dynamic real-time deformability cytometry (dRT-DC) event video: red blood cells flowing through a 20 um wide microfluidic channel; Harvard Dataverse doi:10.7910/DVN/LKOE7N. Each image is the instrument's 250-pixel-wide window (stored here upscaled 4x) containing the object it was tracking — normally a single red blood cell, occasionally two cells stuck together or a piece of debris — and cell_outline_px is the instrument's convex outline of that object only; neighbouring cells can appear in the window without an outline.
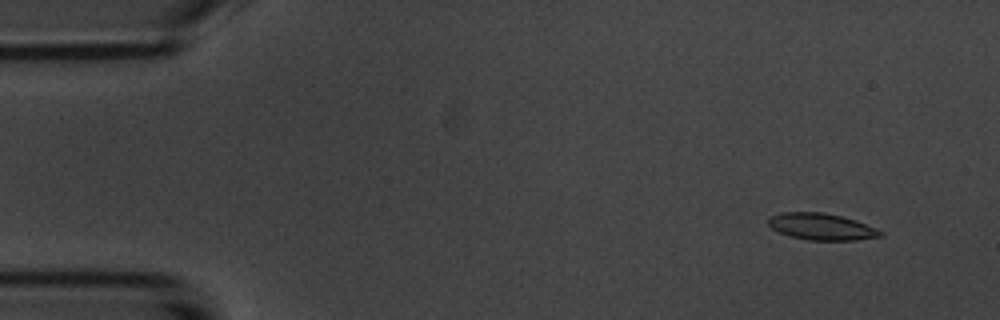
{"species": "common noctule bat (a hibernating species)", "species_latin": "Nyctalus noctula", "temperature_condition": "room temperature", "stored_images_in_passage": 8, "camera_frame_rate_fps": 3000, "um_per_image_px": 0.085, "animal": {"sex": "male", "body_mass_g": 20.1, "forearm_length_mm": 53.5}, "frame": {"image": 1, "passage_image": 2, "time_ms": 1.333, "image_size_px": [1000, 320], "cell_outline_px": [[884, 236], [856, 240], [808, 240], [788, 236], [772, 228], [768, 224], [768, 216], [780, 212], [824, 212], [856, 220], [876, 228], [884, 232]], "centroid_in_image_um": [69.82, 19.26], "position_along_channel_um": 15.2, "area_um2": 17.57}}
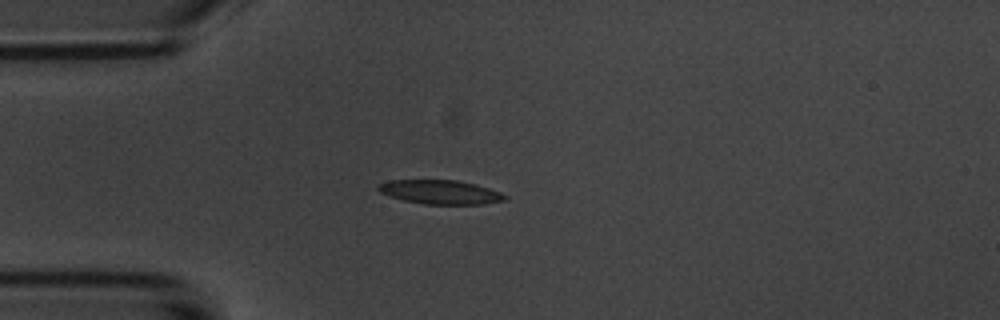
{"frame": {"image": 2, "passage_image": 5, "time_ms": 4.667, "image_size_px": [1000, 320], "cell_outline_px": [[508, 196], [504, 200], [484, 204], [424, 204], [404, 200], [380, 192], [376, 188], [376, 184], [388, 180], [456, 180], [476, 184], [500, 192]], "centroid_in_image_um": [37.41, 16.32], "position_along_channel_um": 47.6, "area_um2": 17.69}}
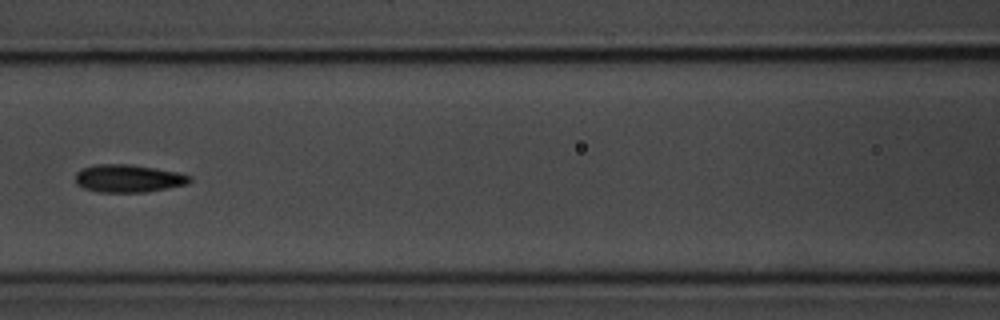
{"frame": {"image": 3, "passage_image": 8, "time_ms": 8.0, "image_size_px": [1000, 320], "cell_outline_px": [[192, 180], [188, 184], [144, 192], [100, 192], [84, 188], [76, 184], [76, 172], [92, 164], [132, 164], [180, 172], [192, 176]], "centroid_in_image_um": [10.93, 15.15], "position_along_channel_um": 155.7, "area_um2": 18.61}}